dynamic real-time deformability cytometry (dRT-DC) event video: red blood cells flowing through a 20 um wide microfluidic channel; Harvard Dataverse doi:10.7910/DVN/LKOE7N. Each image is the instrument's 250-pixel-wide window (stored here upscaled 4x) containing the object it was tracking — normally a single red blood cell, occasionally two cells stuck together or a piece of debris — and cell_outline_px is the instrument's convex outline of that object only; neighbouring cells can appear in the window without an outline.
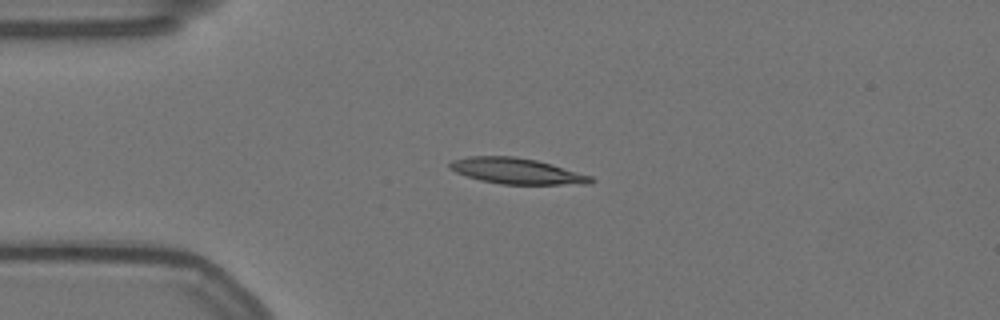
{"species": "Egyptian fruit bat (a non-hibernating species)", "species_latin": "Rousettus aegyptiacus", "temperature_condition": "warm", "stored_images_in_passage": 45, "camera_frame_rate_fps": 3000, "um_per_image_px": 0.085, "animal": {"sex": "female"}, "frame": {"image": 1, "passage_image": 1, "time_ms": 0.0, "image_size_px": [1000, 320], "cell_outline_px": [[596, 180], [592, 184], [500, 184], [480, 180], [456, 172], [448, 168], [448, 164], [452, 160], [468, 156], [512, 156], [536, 160], [552, 164], [592, 176]], "centroid_in_image_um": [43.93, 14.54], "position_along_channel_um": 41.1, "area_um2": 21.27}}
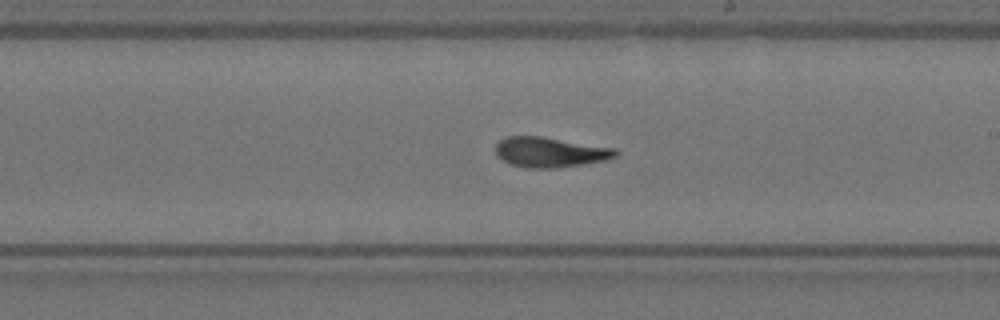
{"frame": {"image": 2, "passage_image": 20, "time_ms": 6.333, "image_size_px": [1000, 320], "cell_outline_px": [[620, 152], [616, 156], [604, 160], [556, 168], [528, 168], [508, 164], [496, 156], [496, 144], [504, 136], [540, 136], [616, 148]], "centroid_in_image_um": [46.71, 12.93], "position_along_channel_um": 242.3, "area_um2": 21.1}}
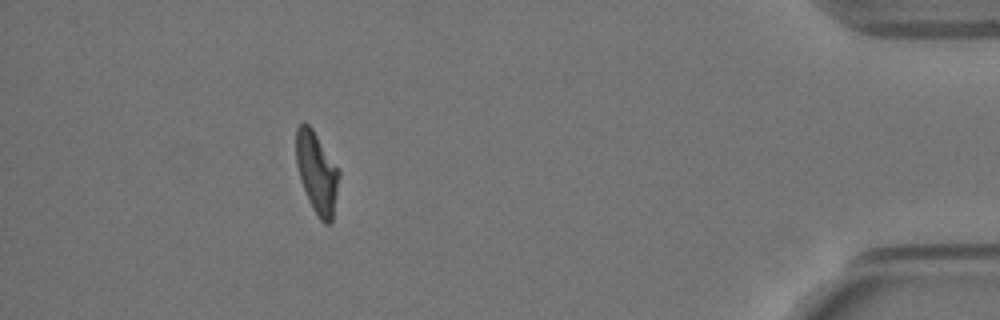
{"frame": {"image": 3, "passage_image": 39, "time_ms": 12.667, "image_size_px": [1000, 320], "cell_outline_px": [[340, 176], [332, 220], [328, 224], [324, 224], [320, 220], [312, 208], [300, 180], [296, 164], [296, 128], [300, 124], [308, 124], [312, 128], [340, 168]], "centroid_in_image_um": [26.95, 14.67], "position_along_channel_um": 408.3, "area_um2": 20.52}, "authors_computed_cell_mechanics": {"area_um2": 21.0392, "velocity_mm_per_s": 3.5227, "shape_relaxation_time_tau1_ms": 9.0271, "shape_relaxation_time_tau2_ms": 2.731, "deformation_change_tau1": 0.2944, "deformation_change_tau2": 0.1085}}